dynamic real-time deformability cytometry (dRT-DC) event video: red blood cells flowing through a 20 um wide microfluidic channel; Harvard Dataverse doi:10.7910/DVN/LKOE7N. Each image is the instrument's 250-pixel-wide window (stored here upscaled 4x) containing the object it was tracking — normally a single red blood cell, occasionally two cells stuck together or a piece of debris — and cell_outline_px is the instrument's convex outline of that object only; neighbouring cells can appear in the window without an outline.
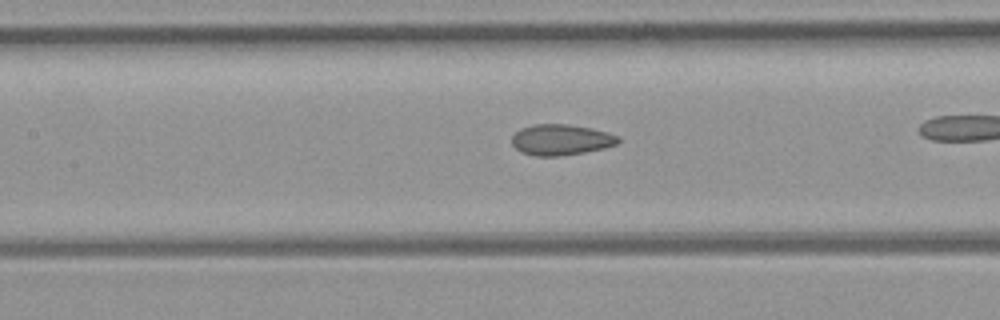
{"species": "common noctule bat (a hibernating species)", "species_latin": "Nyctalus noctula", "temperature_condition": "room temperature", "stored_images_in_passage": 41, "camera_frame_rate_fps": 3000, "um_per_image_px": 0.085, "animal": {"sex": "female", "body_mass_g": 21.9}, "frame": {"image": 1, "passage_image": 24, "time_ms": 7.667, "image_size_px": [1000, 320], "cell_outline_px": [[620, 140], [616, 144], [604, 148], [584, 152], [560, 156], [536, 156], [520, 152], [512, 144], [512, 136], [520, 128], [532, 124], [568, 124], [592, 128], [608, 132], [620, 136]], "centroid_in_image_um": [47.68, 11.87], "position_along_channel_um": 159.7, "area_um2": 19.25}}
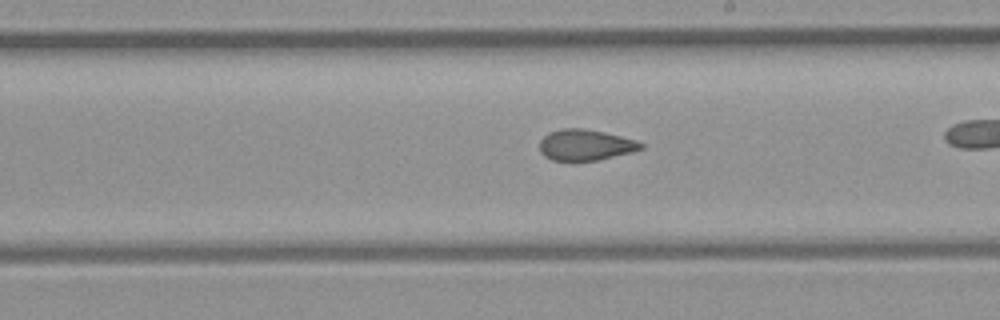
{"frame": {"image": 2, "passage_image": 30, "time_ms": 9.667, "image_size_px": [1000, 320], "cell_outline_px": [[644, 148], [632, 152], [600, 160], [552, 160], [544, 156], [540, 152], [540, 140], [548, 132], [564, 128], [584, 128], [604, 132], [636, 140], [644, 144]], "centroid_in_image_um": [49.77, 12.31], "position_along_channel_um": 239.2, "area_um2": 18.32}}